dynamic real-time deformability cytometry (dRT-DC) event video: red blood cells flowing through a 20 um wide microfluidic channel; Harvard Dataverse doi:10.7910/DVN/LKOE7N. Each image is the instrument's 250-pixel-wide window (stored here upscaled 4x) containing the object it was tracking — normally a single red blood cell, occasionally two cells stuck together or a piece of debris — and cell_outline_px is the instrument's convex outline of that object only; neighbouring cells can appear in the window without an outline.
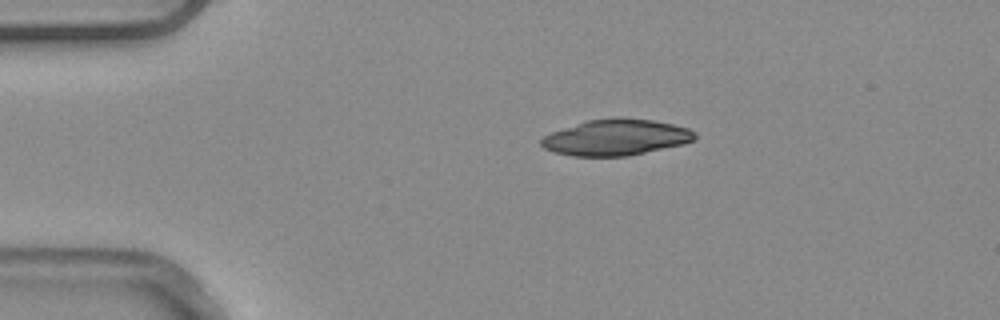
{"species": "common noctule bat (a hibernating species)", "species_latin": "Nyctalus noctula", "temperature_condition": "warm", "stored_images_in_passage": 3, "camera_frame_rate_fps": 3000, "um_per_image_px": 0.085, "animal": {"sex": "male", "body_mass_g": 20.4}, "frame": {"image": 1, "passage_image": 2, "time_ms": 0.333, "image_size_px": [1000, 320], "cell_outline_px": [[696, 136], [692, 140], [684, 144], [628, 156], [572, 156], [556, 152], [544, 148], [540, 144], [540, 140], [544, 136], [552, 132], [588, 120], [616, 116], [624, 116], [652, 120], [672, 124], [688, 128], [696, 132]], "centroid_in_image_um": [52.38, 11.66], "position_along_channel_um": 32.6, "area_um2": 32.37}}